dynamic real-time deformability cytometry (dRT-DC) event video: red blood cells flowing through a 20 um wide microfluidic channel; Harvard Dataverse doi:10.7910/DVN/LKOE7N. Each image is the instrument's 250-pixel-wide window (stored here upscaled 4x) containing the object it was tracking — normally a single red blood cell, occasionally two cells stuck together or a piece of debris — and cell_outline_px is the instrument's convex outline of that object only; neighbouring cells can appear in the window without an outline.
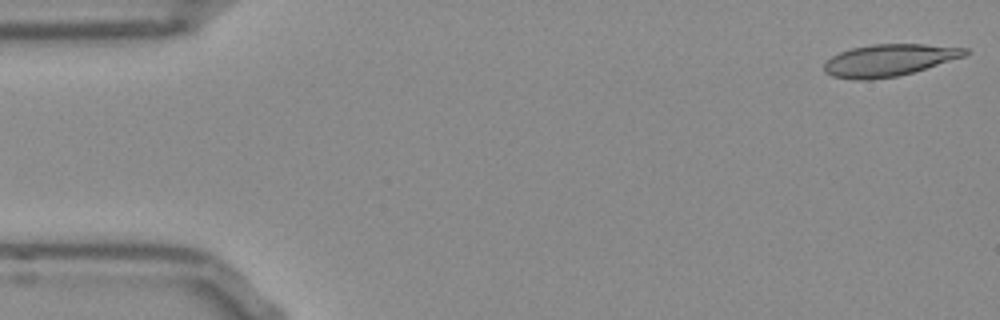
{"species": "Egyptian fruit bat (a non-hibernating species)", "species_latin": "Rousettus aegyptiacus", "temperature_condition": "room temperature", "stored_images_in_passage": 51, "camera_frame_rate_fps": 3000, "um_per_image_px": 0.085, "frame": {"image": 1, "passage_image": 1, "time_ms": 0.0, "image_size_px": [1000, 320], "cell_outline_px": [[968, 52], [964, 56], [912, 72], [896, 76], [872, 80], [856, 80], [832, 76], [824, 72], [824, 64], [832, 56], [840, 52], [852, 48], [872, 44], [924, 44], [968, 48]], "centroid_in_image_um": [75.53, 5.12], "position_along_channel_um": 9.5, "area_um2": 26.01}}
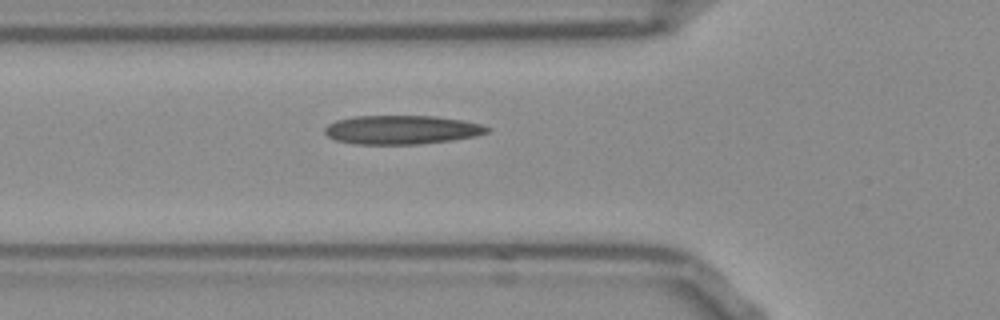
{"frame": {"image": 2, "passage_image": 17, "time_ms": 5.333, "image_size_px": [1000, 320], "cell_outline_px": [[492, 128], [488, 132], [476, 136], [452, 140], [420, 144], [356, 144], [336, 140], [328, 136], [324, 132], [324, 128], [328, 124], [336, 120], [356, 116], [436, 116], [464, 120], [480, 124]], "centroid_in_image_um": [34.16, 11.03], "position_along_channel_um": 91.6, "area_um2": 27.4}}
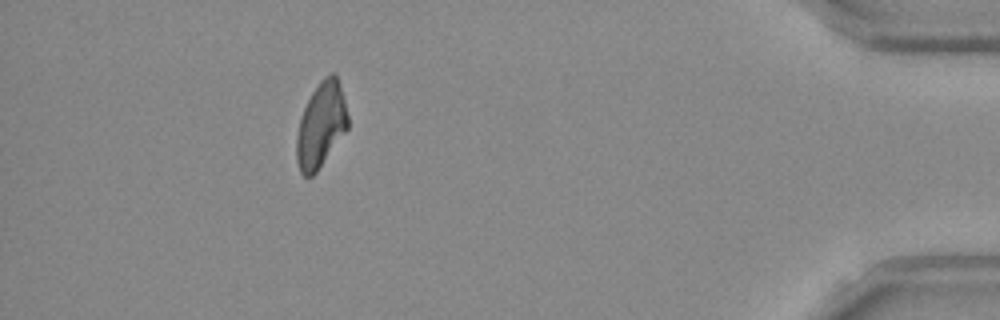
{"frame": {"image": 3, "passage_image": 46, "time_ms": 15.0, "image_size_px": [1000, 320], "cell_outline_px": [[348, 128], [316, 172], [312, 176], [304, 176], [300, 172], [296, 160], [296, 136], [300, 120], [304, 108], [312, 92], [320, 80], [324, 76], [332, 72], [336, 76], [344, 100], [348, 116]], "centroid_in_image_um": [27.27, 10.64], "position_along_channel_um": 407.9, "area_um2": 25.09}, "authors_computed_cell_mechanics": {"area_um2": 26.299, "velocity_mm_per_s": 3.8646, "shape_relaxation_time_tau1_ms": null, "shape_relaxation_time_tau2_ms": 1.9861, "deformation_change_tau1": null, "deformation_change_tau2": 0.092}}